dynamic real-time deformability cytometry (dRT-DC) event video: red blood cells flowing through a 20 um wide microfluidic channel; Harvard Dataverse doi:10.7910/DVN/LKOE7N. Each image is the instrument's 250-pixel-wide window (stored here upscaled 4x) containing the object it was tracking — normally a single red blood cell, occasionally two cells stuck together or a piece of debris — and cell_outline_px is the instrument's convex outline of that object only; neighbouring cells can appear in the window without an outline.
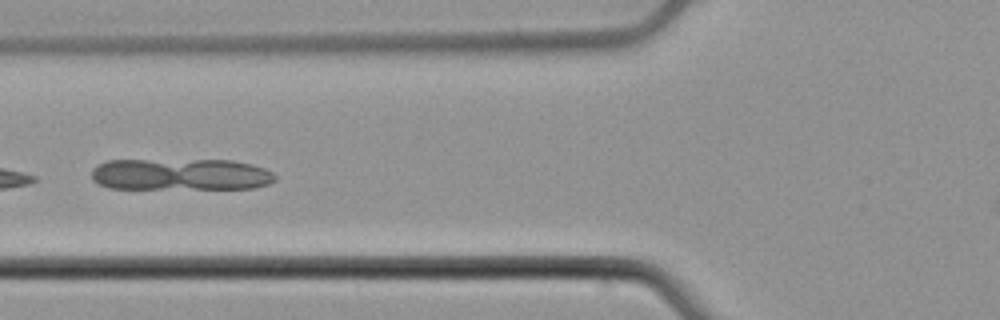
{"species": "common noctule bat (a hibernating species)", "species_latin": "Nyctalus noctula", "temperature_condition": "cold", "stored_images_in_passage": 5, "camera_frame_rate_fps": 3000, "um_per_image_px": 0.085, "animal": {"sex": "male", "body_mass_g": 21.5, "forearm_length_mm": 52.0}, "frame": {"image": 1, "passage_image": 5, "time_ms": 1.333, "image_size_px": [1000, 320], "cell_outline_px": [[276, 180], [268, 184], [252, 188], [108, 188], [92, 180], [92, 168], [104, 160], [232, 160], [252, 164], [264, 168], [272, 172], [276, 176]], "centroid_in_image_um": [15.34, 14.81], "position_along_channel_um": 110.5, "area_um2": 34.04}}